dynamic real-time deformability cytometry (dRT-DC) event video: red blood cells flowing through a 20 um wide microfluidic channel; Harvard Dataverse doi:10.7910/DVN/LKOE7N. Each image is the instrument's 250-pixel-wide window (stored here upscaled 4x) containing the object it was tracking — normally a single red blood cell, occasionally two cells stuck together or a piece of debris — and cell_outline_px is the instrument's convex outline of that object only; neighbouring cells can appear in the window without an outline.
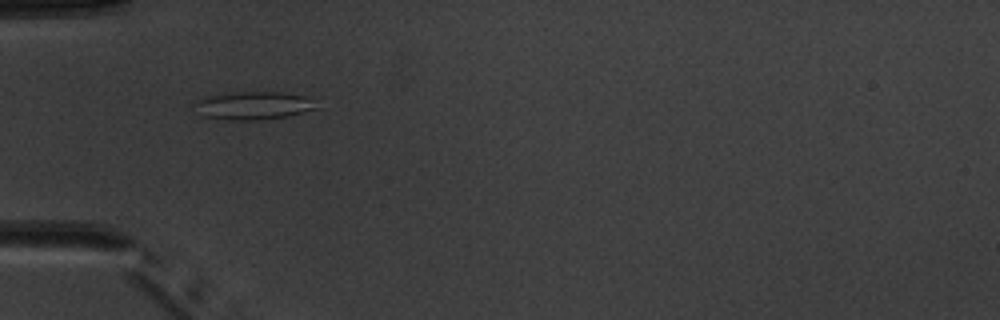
{"species": "common noctule bat (a hibernating species)", "species_latin": "Nyctalus noctula", "temperature_condition": "warm", "stored_images_in_passage": 5, "camera_frame_rate_fps": 3000, "um_per_image_px": 0.085, "animal": {"sex": "male", "body_mass_g": 20.1, "forearm_length_mm": 53.5}, "frame": {"image": 1, "passage_image": 3, "time_ms": 2.333, "image_size_px": [1000, 320], "cell_outline_px": [[320, 108], [288, 116], [260, 120], [228, 120], [204, 116], [192, 104], [196, 100], [208, 96], [236, 92], [280, 92], [304, 96]], "centroid_in_image_um": [21.52, 8.98], "position_along_channel_um": 63.5, "area_um2": 19.71}}
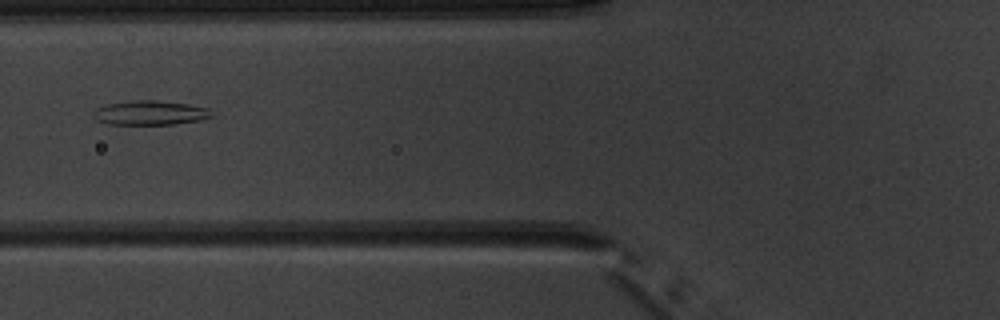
{"frame": {"image": 2, "passage_image": 4, "time_ms": 3.667, "image_size_px": [1000, 320], "cell_outline_px": [[216, 116], [200, 120], [172, 124], [108, 124], [96, 120], [92, 112], [96, 108], [108, 104], [132, 100], [156, 100], [188, 104], [208, 108]], "centroid_in_image_um": [12.78, 9.59], "position_along_channel_um": 113.0, "area_um2": 16.82}}
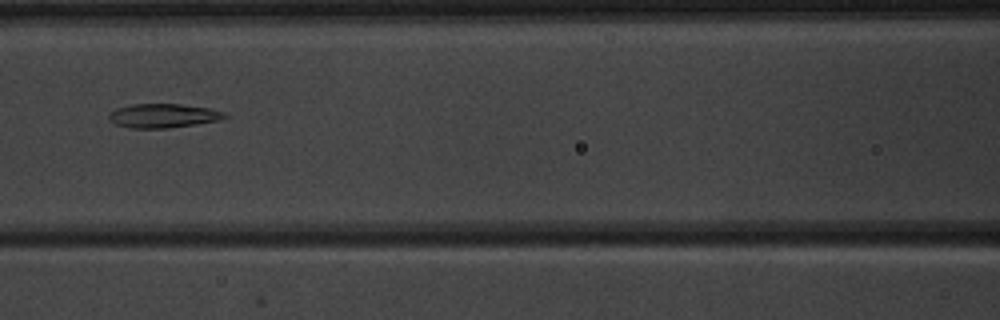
{"frame": {"image": 3, "passage_image": 5, "time_ms": 4.667, "image_size_px": [1000, 320], "cell_outline_px": [[228, 116], [220, 120], [196, 124], [168, 128], [128, 128], [116, 124], [108, 116], [116, 108], [132, 104], [180, 104], [208, 108], [224, 112]], "centroid_in_image_um": [13.88, 9.84], "position_along_channel_um": 152.7, "area_um2": 16.07}}